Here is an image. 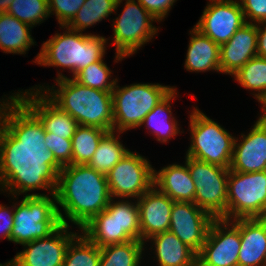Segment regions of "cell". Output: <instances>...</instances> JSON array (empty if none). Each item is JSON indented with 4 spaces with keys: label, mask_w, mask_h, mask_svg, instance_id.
Segmentation results:
<instances>
[{
    "label": "cell",
    "mask_w": 266,
    "mask_h": 266,
    "mask_svg": "<svg viewBox=\"0 0 266 266\" xmlns=\"http://www.w3.org/2000/svg\"><path fill=\"white\" fill-rule=\"evenodd\" d=\"M15 119V172L44 181L55 170L72 165V140L49 136L19 105Z\"/></svg>",
    "instance_id": "cell-1"
},
{
    "label": "cell",
    "mask_w": 266,
    "mask_h": 266,
    "mask_svg": "<svg viewBox=\"0 0 266 266\" xmlns=\"http://www.w3.org/2000/svg\"><path fill=\"white\" fill-rule=\"evenodd\" d=\"M44 182L54 191L66 217L81 229L111 200L107 177L88 165H67Z\"/></svg>",
    "instance_id": "cell-2"
},
{
    "label": "cell",
    "mask_w": 266,
    "mask_h": 266,
    "mask_svg": "<svg viewBox=\"0 0 266 266\" xmlns=\"http://www.w3.org/2000/svg\"><path fill=\"white\" fill-rule=\"evenodd\" d=\"M57 76L59 89L54 90L53 86L51 90L43 89L56 106L70 114L79 125L113 131L112 92L81 85L73 78H67L60 73Z\"/></svg>",
    "instance_id": "cell-3"
},
{
    "label": "cell",
    "mask_w": 266,
    "mask_h": 266,
    "mask_svg": "<svg viewBox=\"0 0 266 266\" xmlns=\"http://www.w3.org/2000/svg\"><path fill=\"white\" fill-rule=\"evenodd\" d=\"M62 27L68 31L63 35L57 33L44 42L34 62L41 66L68 68L74 77L91 63L103 58L107 39Z\"/></svg>",
    "instance_id": "cell-4"
},
{
    "label": "cell",
    "mask_w": 266,
    "mask_h": 266,
    "mask_svg": "<svg viewBox=\"0 0 266 266\" xmlns=\"http://www.w3.org/2000/svg\"><path fill=\"white\" fill-rule=\"evenodd\" d=\"M36 189L50 190V195L25 194L17 206L14 205V224L10 241L25 244L35 239L45 238L61 224L69 225L56 205L54 191L44 182L36 181Z\"/></svg>",
    "instance_id": "cell-5"
},
{
    "label": "cell",
    "mask_w": 266,
    "mask_h": 266,
    "mask_svg": "<svg viewBox=\"0 0 266 266\" xmlns=\"http://www.w3.org/2000/svg\"><path fill=\"white\" fill-rule=\"evenodd\" d=\"M112 199L103 211L81 228L82 234L99 248L132 240L140 241L137 203L124 200L115 203Z\"/></svg>",
    "instance_id": "cell-6"
},
{
    "label": "cell",
    "mask_w": 266,
    "mask_h": 266,
    "mask_svg": "<svg viewBox=\"0 0 266 266\" xmlns=\"http://www.w3.org/2000/svg\"><path fill=\"white\" fill-rule=\"evenodd\" d=\"M173 89L151 83H138L120 88L116 83L112 91L113 131L122 133L142 126L146 115Z\"/></svg>",
    "instance_id": "cell-7"
},
{
    "label": "cell",
    "mask_w": 266,
    "mask_h": 266,
    "mask_svg": "<svg viewBox=\"0 0 266 266\" xmlns=\"http://www.w3.org/2000/svg\"><path fill=\"white\" fill-rule=\"evenodd\" d=\"M191 145L186 156L229 168L235 138L197 108L190 115Z\"/></svg>",
    "instance_id": "cell-8"
},
{
    "label": "cell",
    "mask_w": 266,
    "mask_h": 266,
    "mask_svg": "<svg viewBox=\"0 0 266 266\" xmlns=\"http://www.w3.org/2000/svg\"><path fill=\"white\" fill-rule=\"evenodd\" d=\"M191 178L195 183L194 203L214 219L227 220V182L229 168L186 156Z\"/></svg>",
    "instance_id": "cell-9"
},
{
    "label": "cell",
    "mask_w": 266,
    "mask_h": 266,
    "mask_svg": "<svg viewBox=\"0 0 266 266\" xmlns=\"http://www.w3.org/2000/svg\"><path fill=\"white\" fill-rule=\"evenodd\" d=\"M265 213L266 171L243 173L229 170L227 220L262 218Z\"/></svg>",
    "instance_id": "cell-10"
},
{
    "label": "cell",
    "mask_w": 266,
    "mask_h": 266,
    "mask_svg": "<svg viewBox=\"0 0 266 266\" xmlns=\"http://www.w3.org/2000/svg\"><path fill=\"white\" fill-rule=\"evenodd\" d=\"M114 22L116 60L134 54L157 33L155 18L135 0H127L122 14Z\"/></svg>",
    "instance_id": "cell-11"
},
{
    "label": "cell",
    "mask_w": 266,
    "mask_h": 266,
    "mask_svg": "<svg viewBox=\"0 0 266 266\" xmlns=\"http://www.w3.org/2000/svg\"><path fill=\"white\" fill-rule=\"evenodd\" d=\"M0 104V184L13 195L36 190V181L20 178L15 172V113L18 92ZM9 188V189H8Z\"/></svg>",
    "instance_id": "cell-12"
},
{
    "label": "cell",
    "mask_w": 266,
    "mask_h": 266,
    "mask_svg": "<svg viewBox=\"0 0 266 266\" xmlns=\"http://www.w3.org/2000/svg\"><path fill=\"white\" fill-rule=\"evenodd\" d=\"M111 198H137L153 186L154 169L141 155L129 151L106 175Z\"/></svg>",
    "instance_id": "cell-13"
},
{
    "label": "cell",
    "mask_w": 266,
    "mask_h": 266,
    "mask_svg": "<svg viewBox=\"0 0 266 266\" xmlns=\"http://www.w3.org/2000/svg\"><path fill=\"white\" fill-rule=\"evenodd\" d=\"M229 222L221 218L211 222L205 243L197 254V266H238L239 219L230 222L231 225Z\"/></svg>",
    "instance_id": "cell-14"
},
{
    "label": "cell",
    "mask_w": 266,
    "mask_h": 266,
    "mask_svg": "<svg viewBox=\"0 0 266 266\" xmlns=\"http://www.w3.org/2000/svg\"><path fill=\"white\" fill-rule=\"evenodd\" d=\"M40 86L34 91L18 93V105L45 131L49 136L72 137L79 126L78 122L68 113L56 106L44 93ZM41 90V92H40ZM25 93V94H23Z\"/></svg>",
    "instance_id": "cell-15"
},
{
    "label": "cell",
    "mask_w": 266,
    "mask_h": 266,
    "mask_svg": "<svg viewBox=\"0 0 266 266\" xmlns=\"http://www.w3.org/2000/svg\"><path fill=\"white\" fill-rule=\"evenodd\" d=\"M69 227L61 224L49 236L23 244L27 248L7 263L10 266H62L67 246L77 235L68 232Z\"/></svg>",
    "instance_id": "cell-16"
},
{
    "label": "cell",
    "mask_w": 266,
    "mask_h": 266,
    "mask_svg": "<svg viewBox=\"0 0 266 266\" xmlns=\"http://www.w3.org/2000/svg\"><path fill=\"white\" fill-rule=\"evenodd\" d=\"M210 1L194 27L220 46L228 42L246 21L240 1Z\"/></svg>",
    "instance_id": "cell-17"
},
{
    "label": "cell",
    "mask_w": 266,
    "mask_h": 266,
    "mask_svg": "<svg viewBox=\"0 0 266 266\" xmlns=\"http://www.w3.org/2000/svg\"><path fill=\"white\" fill-rule=\"evenodd\" d=\"M214 218L192 202L174 201L169 231L198 254Z\"/></svg>",
    "instance_id": "cell-18"
},
{
    "label": "cell",
    "mask_w": 266,
    "mask_h": 266,
    "mask_svg": "<svg viewBox=\"0 0 266 266\" xmlns=\"http://www.w3.org/2000/svg\"><path fill=\"white\" fill-rule=\"evenodd\" d=\"M243 141L234 140L233 155L229 170L235 172L266 171V122L260 117Z\"/></svg>",
    "instance_id": "cell-19"
},
{
    "label": "cell",
    "mask_w": 266,
    "mask_h": 266,
    "mask_svg": "<svg viewBox=\"0 0 266 266\" xmlns=\"http://www.w3.org/2000/svg\"><path fill=\"white\" fill-rule=\"evenodd\" d=\"M174 201L153 185L139 199L140 241L169 231L171 210Z\"/></svg>",
    "instance_id": "cell-20"
},
{
    "label": "cell",
    "mask_w": 266,
    "mask_h": 266,
    "mask_svg": "<svg viewBox=\"0 0 266 266\" xmlns=\"http://www.w3.org/2000/svg\"><path fill=\"white\" fill-rule=\"evenodd\" d=\"M256 24L247 21L228 42L220 45V72L234 75L257 55Z\"/></svg>",
    "instance_id": "cell-21"
},
{
    "label": "cell",
    "mask_w": 266,
    "mask_h": 266,
    "mask_svg": "<svg viewBox=\"0 0 266 266\" xmlns=\"http://www.w3.org/2000/svg\"><path fill=\"white\" fill-rule=\"evenodd\" d=\"M239 233L238 266H266V222L263 218L239 219Z\"/></svg>",
    "instance_id": "cell-22"
},
{
    "label": "cell",
    "mask_w": 266,
    "mask_h": 266,
    "mask_svg": "<svg viewBox=\"0 0 266 266\" xmlns=\"http://www.w3.org/2000/svg\"><path fill=\"white\" fill-rule=\"evenodd\" d=\"M153 185L173 201L194 203L196 188L187 163L185 166L172 164L159 172L154 170Z\"/></svg>",
    "instance_id": "cell-23"
},
{
    "label": "cell",
    "mask_w": 266,
    "mask_h": 266,
    "mask_svg": "<svg viewBox=\"0 0 266 266\" xmlns=\"http://www.w3.org/2000/svg\"><path fill=\"white\" fill-rule=\"evenodd\" d=\"M191 36L185 60L188 71H220V46L195 27Z\"/></svg>",
    "instance_id": "cell-24"
},
{
    "label": "cell",
    "mask_w": 266,
    "mask_h": 266,
    "mask_svg": "<svg viewBox=\"0 0 266 266\" xmlns=\"http://www.w3.org/2000/svg\"><path fill=\"white\" fill-rule=\"evenodd\" d=\"M159 266H197V254L175 234L165 231L151 236Z\"/></svg>",
    "instance_id": "cell-25"
},
{
    "label": "cell",
    "mask_w": 266,
    "mask_h": 266,
    "mask_svg": "<svg viewBox=\"0 0 266 266\" xmlns=\"http://www.w3.org/2000/svg\"><path fill=\"white\" fill-rule=\"evenodd\" d=\"M30 26L8 13H0V49L6 53L24 54L34 45Z\"/></svg>",
    "instance_id": "cell-26"
},
{
    "label": "cell",
    "mask_w": 266,
    "mask_h": 266,
    "mask_svg": "<svg viewBox=\"0 0 266 266\" xmlns=\"http://www.w3.org/2000/svg\"><path fill=\"white\" fill-rule=\"evenodd\" d=\"M175 95L176 90L174 88L146 115L142 122V125L146 124L147 128L153 130V134L156 135L157 140L160 142H167L168 138L174 137L180 131L179 127H177V121L171 116L170 101L175 99Z\"/></svg>",
    "instance_id": "cell-27"
},
{
    "label": "cell",
    "mask_w": 266,
    "mask_h": 266,
    "mask_svg": "<svg viewBox=\"0 0 266 266\" xmlns=\"http://www.w3.org/2000/svg\"><path fill=\"white\" fill-rule=\"evenodd\" d=\"M128 152L129 150L125 149L115 137L114 131H110L102 137L97 150L87 165L97 172L107 175Z\"/></svg>",
    "instance_id": "cell-28"
},
{
    "label": "cell",
    "mask_w": 266,
    "mask_h": 266,
    "mask_svg": "<svg viewBox=\"0 0 266 266\" xmlns=\"http://www.w3.org/2000/svg\"><path fill=\"white\" fill-rule=\"evenodd\" d=\"M106 133L99 127L79 125L72 137V164L87 165Z\"/></svg>",
    "instance_id": "cell-29"
},
{
    "label": "cell",
    "mask_w": 266,
    "mask_h": 266,
    "mask_svg": "<svg viewBox=\"0 0 266 266\" xmlns=\"http://www.w3.org/2000/svg\"><path fill=\"white\" fill-rule=\"evenodd\" d=\"M122 0H85L84 5L76 13L66 27L82 33V31L115 11Z\"/></svg>",
    "instance_id": "cell-30"
},
{
    "label": "cell",
    "mask_w": 266,
    "mask_h": 266,
    "mask_svg": "<svg viewBox=\"0 0 266 266\" xmlns=\"http://www.w3.org/2000/svg\"><path fill=\"white\" fill-rule=\"evenodd\" d=\"M143 247L138 240L102 247L99 266H139Z\"/></svg>",
    "instance_id": "cell-31"
},
{
    "label": "cell",
    "mask_w": 266,
    "mask_h": 266,
    "mask_svg": "<svg viewBox=\"0 0 266 266\" xmlns=\"http://www.w3.org/2000/svg\"><path fill=\"white\" fill-rule=\"evenodd\" d=\"M235 80L246 89L258 91L255 97L260 103L266 101V59L255 56L234 75Z\"/></svg>",
    "instance_id": "cell-32"
},
{
    "label": "cell",
    "mask_w": 266,
    "mask_h": 266,
    "mask_svg": "<svg viewBox=\"0 0 266 266\" xmlns=\"http://www.w3.org/2000/svg\"><path fill=\"white\" fill-rule=\"evenodd\" d=\"M100 248L84 234L76 235L66 249L62 266H99Z\"/></svg>",
    "instance_id": "cell-33"
},
{
    "label": "cell",
    "mask_w": 266,
    "mask_h": 266,
    "mask_svg": "<svg viewBox=\"0 0 266 266\" xmlns=\"http://www.w3.org/2000/svg\"><path fill=\"white\" fill-rule=\"evenodd\" d=\"M109 77H111V71L101 59L79 71L73 79L81 85L100 91L112 92L117 83V78L108 82Z\"/></svg>",
    "instance_id": "cell-34"
},
{
    "label": "cell",
    "mask_w": 266,
    "mask_h": 266,
    "mask_svg": "<svg viewBox=\"0 0 266 266\" xmlns=\"http://www.w3.org/2000/svg\"><path fill=\"white\" fill-rule=\"evenodd\" d=\"M6 13L30 26L50 16L48 0H13Z\"/></svg>",
    "instance_id": "cell-35"
},
{
    "label": "cell",
    "mask_w": 266,
    "mask_h": 266,
    "mask_svg": "<svg viewBox=\"0 0 266 266\" xmlns=\"http://www.w3.org/2000/svg\"><path fill=\"white\" fill-rule=\"evenodd\" d=\"M85 0H48L49 15L52 11L61 26H66L84 5Z\"/></svg>",
    "instance_id": "cell-36"
},
{
    "label": "cell",
    "mask_w": 266,
    "mask_h": 266,
    "mask_svg": "<svg viewBox=\"0 0 266 266\" xmlns=\"http://www.w3.org/2000/svg\"><path fill=\"white\" fill-rule=\"evenodd\" d=\"M245 21L246 17L256 23L266 21V0H240Z\"/></svg>",
    "instance_id": "cell-37"
},
{
    "label": "cell",
    "mask_w": 266,
    "mask_h": 266,
    "mask_svg": "<svg viewBox=\"0 0 266 266\" xmlns=\"http://www.w3.org/2000/svg\"><path fill=\"white\" fill-rule=\"evenodd\" d=\"M157 21H161L176 0H137Z\"/></svg>",
    "instance_id": "cell-38"
},
{
    "label": "cell",
    "mask_w": 266,
    "mask_h": 266,
    "mask_svg": "<svg viewBox=\"0 0 266 266\" xmlns=\"http://www.w3.org/2000/svg\"><path fill=\"white\" fill-rule=\"evenodd\" d=\"M14 209L0 205V231L1 238H7L10 241L11 231L14 224Z\"/></svg>",
    "instance_id": "cell-39"
},
{
    "label": "cell",
    "mask_w": 266,
    "mask_h": 266,
    "mask_svg": "<svg viewBox=\"0 0 266 266\" xmlns=\"http://www.w3.org/2000/svg\"><path fill=\"white\" fill-rule=\"evenodd\" d=\"M258 24H265L263 28L259 27L256 24L257 30V56L263 57L266 59V21L259 22Z\"/></svg>",
    "instance_id": "cell-40"
},
{
    "label": "cell",
    "mask_w": 266,
    "mask_h": 266,
    "mask_svg": "<svg viewBox=\"0 0 266 266\" xmlns=\"http://www.w3.org/2000/svg\"><path fill=\"white\" fill-rule=\"evenodd\" d=\"M13 0H0V13L7 12Z\"/></svg>",
    "instance_id": "cell-41"
},
{
    "label": "cell",
    "mask_w": 266,
    "mask_h": 266,
    "mask_svg": "<svg viewBox=\"0 0 266 266\" xmlns=\"http://www.w3.org/2000/svg\"><path fill=\"white\" fill-rule=\"evenodd\" d=\"M262 105H263L262 109L264 114L261 115L260 118L266 122V101Z\"/></svg>",
    "instance_id": "cell-42"
},
{
    "label": "cell",
    "mask_w": 266,
    "mask_h": 266,
    "mask_svg": "<svg viewBox=\"0 0 266 266\" xmlns=\"http://www.w3.org/2000/svg\"><path fill=\"white\" fill-rule=\"evenodd\" d=\"M262 218L266 222V213L264 214V216Z\"/></svg>",
    "instance_id": "cell-43"
},
{
    "label": "cell",
    "mask_w": 266,
    "mask_h": 266,
    "mask_svg": "<svg viewBox=\"0 0 266 266\" xmlns=\"http://www.w3.org/2000/svg\"><path fill=\"white\" fill-rule=\"evenodd\" d=\"M1 266H10L8 263H5L4 265L2 264Z\"/></svg>",
    "instance_id": "cell-44"
}]
</instances>
